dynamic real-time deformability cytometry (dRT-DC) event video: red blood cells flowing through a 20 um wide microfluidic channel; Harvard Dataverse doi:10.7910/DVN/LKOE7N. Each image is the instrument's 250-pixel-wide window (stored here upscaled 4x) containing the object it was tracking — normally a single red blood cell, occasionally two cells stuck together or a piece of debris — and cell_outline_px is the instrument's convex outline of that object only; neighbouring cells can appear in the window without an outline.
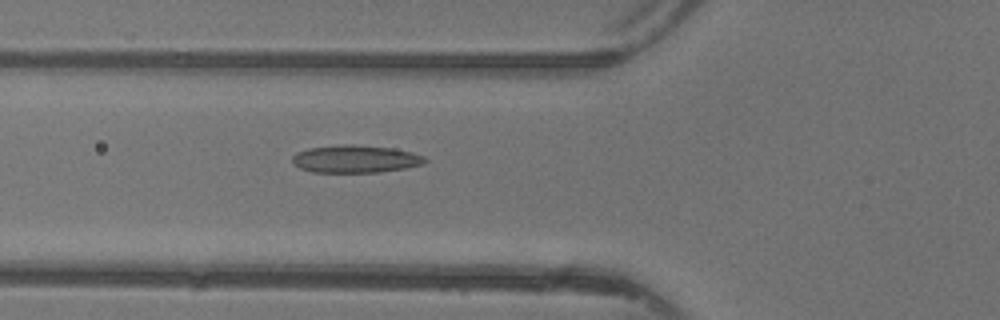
{"species": "common noctule bat (a hibernating species)", "species_latin": "Nyctalus noctula", "temperature_condition": "warm", "stored_images_in_passage": 41, "camera_frame_rate_fps": 3000, "um_per_image_px": 0.085, "animal": {"sex": "female"}, "frame": {"image": 1, "passage_image": 12, "time_ms": 3.667, "image_size_px": [1000, 320], "cell_outline_px": [[428, 160], [424, 164], [404, 168], [380, 172], [312, 172], [300, 168], [292, 160], [292, 156], [296, 152], [308, 148], [344, 144], [352, 144], [392, 148], [412, 152], [424, 156]], "centroid_in_image_um": [30.22, 13.51], "position_along_channel_um": 95.6, "area_um2": 21.33}}
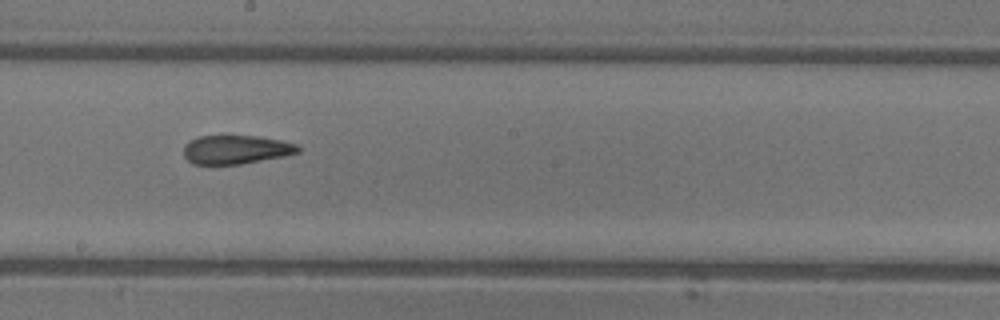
{"frame": {"image": 2, "passage_image": 21, "time_ms": 6.667, "image_size_px": [1000, 320], "cell_outline_px": [[300, 152], [284, 156], [240, 164], [192, 164], [184, 156], [184, 144], [200, 136], [256, 136], [280, 140], [296, 144], [300, 148]], "centroid_in_image_um": [20.06, 12.72], "position_along_channel_um": 228.1, "area_um2": 19.02}}
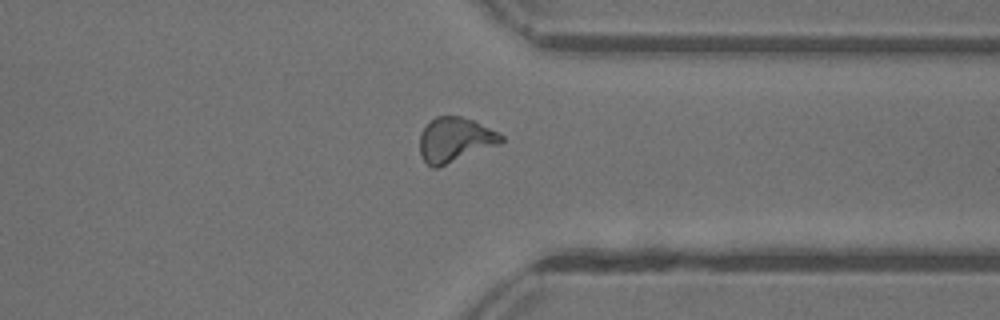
{"frame": {"image": 3, "passage_image": 31, "time_ms": 10.0, "image_size_px": [1000, 320], "cell_outline_px": [[504, 140], [500, 144], [436, 168], [432, 168], [420, 156], [420, 132], [436, 116], [460, 116], [472, 120], [504, 136]], "centroid_in_image_um": [38.65, 11.89], "position_along_channel_um": 372.7, "area_um2": 20.87}, "authors_computed_cell_mechanics": {"area_um2": 20.4034, "velocity_mm_per_s": 4.4016, "shape_relaxation_time_tau1_ms": 4.9673, "shape_relaxation_time_tau2_ms": 1.883, "deformation_change_tau1": 0.1794, "deformation_change_tau2": 0.111}}